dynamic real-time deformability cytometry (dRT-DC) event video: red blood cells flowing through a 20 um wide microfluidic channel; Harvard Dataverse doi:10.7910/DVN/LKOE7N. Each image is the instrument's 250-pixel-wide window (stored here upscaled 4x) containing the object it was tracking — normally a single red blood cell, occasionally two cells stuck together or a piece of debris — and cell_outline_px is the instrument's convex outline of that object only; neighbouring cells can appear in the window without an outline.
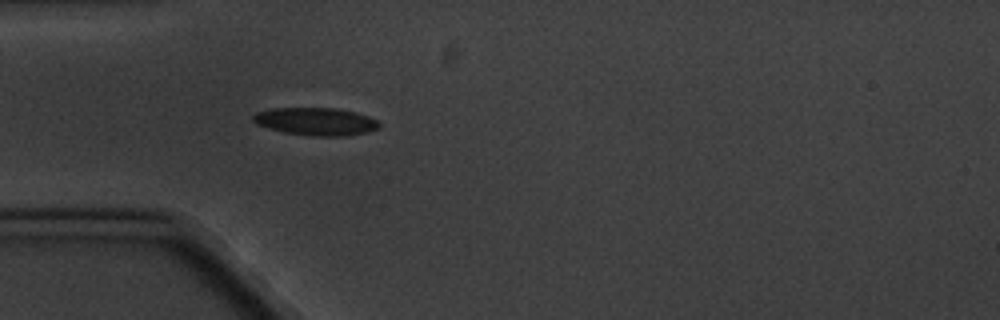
{"species": "common noctule bat (a hibernating species)", "species_latin": "Nyctalus noctula", "temperature_condition": "cold", "stored_images_in_passage": 3, "camera_frame_rate_fps": 3000, "um_per_image_px": 0.085, "animal": {"sex": "male", "body_mass_g": 20.1, "forearm_length_mm": 53.5}, "frame": {"image": 1, "passage_image": 3, "time_ms": 3.333, "image_size_px": [1000, 320], "cell_outline_px": [[380, 128], [368, 132], [348, 136], [312, 136], [284, 132], [268, 128], [256, 124], [252, 120], [252, 116], [256, 112], [272, 108], [336, 108], [368, 116], [376, 120], [380, 124]], "centroid_in_image_um": [26.83, 10.33], "position_along_channel_um": 58.2, "area_um2": 20.4}}